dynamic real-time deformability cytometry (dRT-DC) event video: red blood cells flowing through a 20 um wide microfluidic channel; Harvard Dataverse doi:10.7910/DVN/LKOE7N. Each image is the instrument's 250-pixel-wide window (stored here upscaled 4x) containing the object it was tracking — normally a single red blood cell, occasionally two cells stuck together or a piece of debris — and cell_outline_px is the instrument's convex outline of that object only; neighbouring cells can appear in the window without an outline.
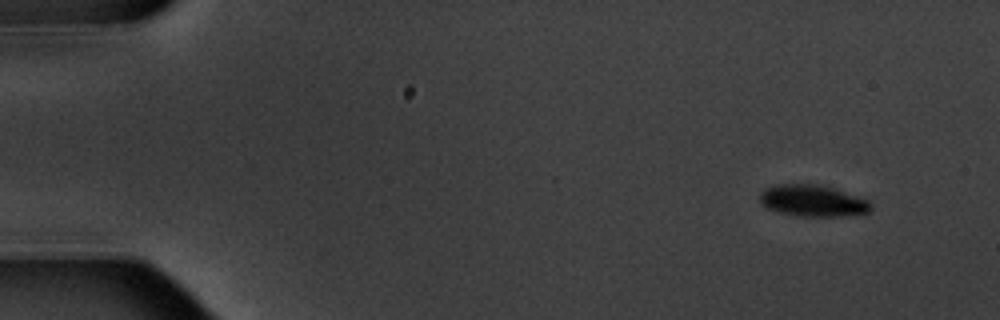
{"species": "common noctule bat (a hibernating species)", "species_latin": "Nyctalus noctula", "temperature_condition": "warm", "stored_images_in_passage": 6, "camera_frame_rate_fps": 3000, "um_per_image_px": 0.085, "animal": {"sex": "male", "body_mass_g": 20.1, "forearm_length_mm": 53.5}, "frame": {"image": 1, "passage_image": 1, "time_ms": 0.0, "image_size_px": [1000, 320], "cell_outline_px": [[872, 208], [868, 212], [840, 216], [800, 216], [780, 212], [764, 208], [760, 204], [760, 192], [764, 188], [780, 184], [820, 184], [868, 200], [872, 204]], "centroid_in_image_um": [69.03, 17.06], "position_along_channel_um": 16.0, "area_um2": 20.35}}
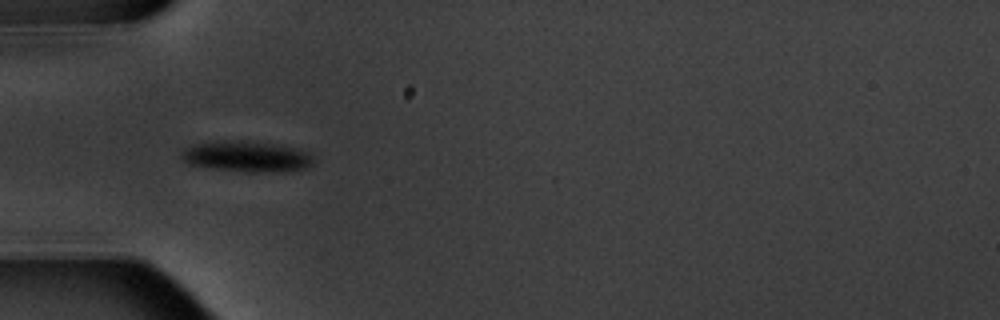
{"frame": {"image": 2, "passage_image": 5, "time_ms": 4.667, "image_size_px": [1000, 320], "cell_outline_px": [[312, 164], [308, 168], [284, 172], [244, 172], [212, 168], [192, 164], [184, 160], [180, 156], [184, 148], [196, 144], [216, 140], [248, 140], [280, 144], [300, 148], [308, 152], [312, 156]], "centroid_in_image_um": [21.03, 13.28], "position_along_channel_um": 64.0, "area_um2": 24.22}}
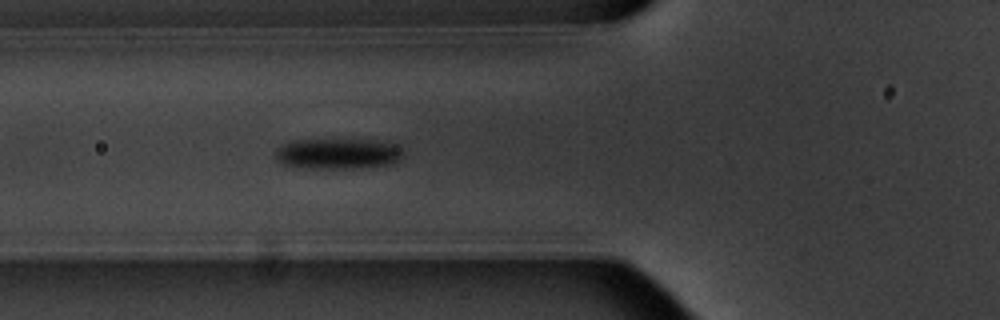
{"frame": {"image": 3, "passage_image": 6, "time_ms": 5.667, "image_size_px": [1000, 320], "cell_outline_px": [[404, 152], [392, 164], [348, 168], [312, 168], [280, 164], [272, 156], [272, 152], [280, 144], [296, 140], [372, 140], [388, 144]], "centroid_in_image_um": [28.54, 13.07], "position_along_channel_um": 97.3, "area_um2": 22.43}}